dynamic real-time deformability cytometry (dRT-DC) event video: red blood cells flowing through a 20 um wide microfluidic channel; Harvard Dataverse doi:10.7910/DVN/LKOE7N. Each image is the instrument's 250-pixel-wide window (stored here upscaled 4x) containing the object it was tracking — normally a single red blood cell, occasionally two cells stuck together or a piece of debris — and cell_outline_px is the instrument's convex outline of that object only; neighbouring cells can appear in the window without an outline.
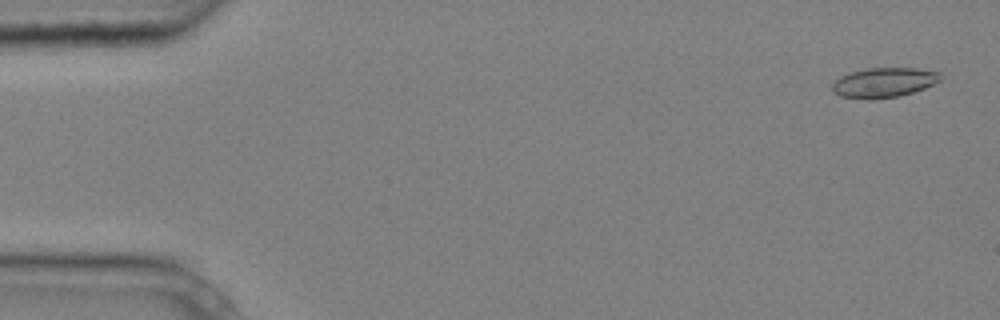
{"species": "common noctule bat (a hibernating species)", "species_latin": "Nyctalus noctula", "temperature_condition": "cold", "stored_images_in_passage": 4, "camera_frame_rate_fps": 3000, "um_per_image_px": 0.085, "animal": {"sex": "male", "body_mass_g": 20.4}, "frame": {"image": 1, "passage_image": 1, "time_ms": 0.0, "image_size_px": [1000, 320], "cell_outline_px": [[940, 80], [924, 88], [900, 96], [868, 100], [840, 96], [832, 92], [832, 84], [840, 76], [852, 72], [868, 68], [916, 68], [940, 72]], "centroid_in_image_um": [75.09, 7.02], "position_along_channel_um": 9.9, "area_um2": 18.73}}
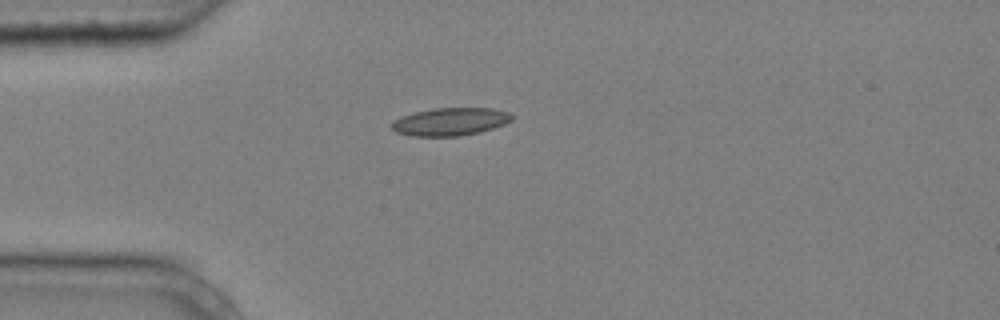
{"frame": {"image": 2, "passage_image": 4, "time_ms": 1.0, "image_size_px": [1000, 320], "cell_outline_px": [[512, 120], [504, 124], [480, 132], [460, 136], [412, 136], [396, 132], [388, 124], [392, 120], [400, 116], [432, 108], [492, 108], [508, 112], [512, 116]], "centroid_in_image_um": [38.22, 10.34], "position_along_channel_um": 46.8, "area_um2": 19.59}}